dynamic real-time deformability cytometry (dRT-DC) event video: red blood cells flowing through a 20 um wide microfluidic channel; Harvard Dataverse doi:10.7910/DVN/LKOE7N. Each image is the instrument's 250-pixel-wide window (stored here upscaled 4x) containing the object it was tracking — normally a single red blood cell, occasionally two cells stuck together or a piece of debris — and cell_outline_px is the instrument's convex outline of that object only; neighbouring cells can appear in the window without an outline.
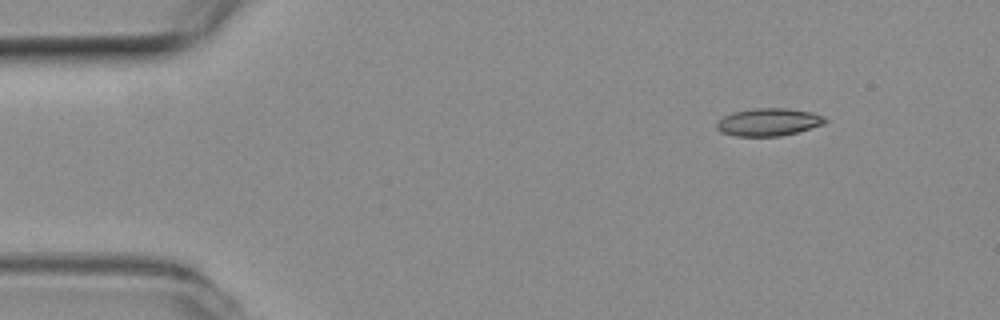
{"species": "common noctule bat (a hibernating species)", "species_latin": "Nyctalus noctula", "temperature_condition": "room temperature", "stored_images_in_passage": 5, "camera_frame_rate_fps": 3000, "um_per_image_px": 0.085, "animal": {"sex": "female", "body_mass_g": 19.3, "forearm_length_mm": 54.1}, "frame": {"image": 1, "passage_image": 1, "time_ms": 0.0, "image_size_px": [1000, 320], "cell_outline_px": [[828, 120], [824, 124], [796, 132], [780, 136], [732, 136], [720, 132], [716, 128], [716, 124], [724, 116], [732, 112], [756, 108], [788, 108], [812, 112], [824, 116]], "centroid_in_image_um": [65.32, 10.37], "position_along_channel_um": 19.7, "area_um2": 17.51}}
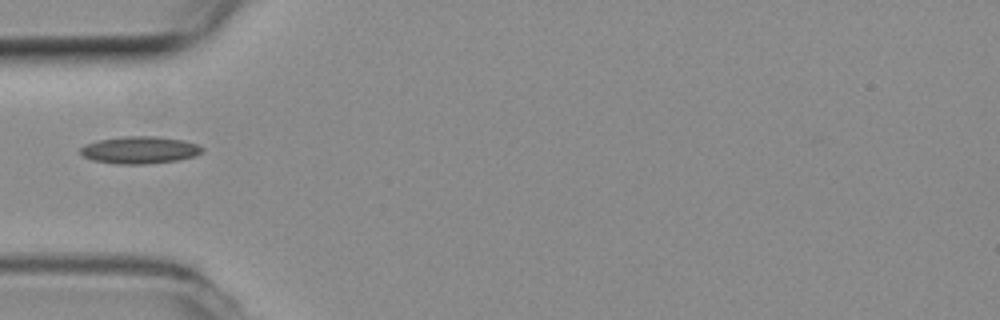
{"frame": {"image": 2, "passage_image": 4, "time_ms": 1.0, "image_size_px": [1000, 320], "cell_outline_px": [[204, 152], [196, 156], [180, 160], [144, 164], [120, 164], [92, 160], [84, 156], [80, 152], [80, 148], [84, 144], [96, 140], [124, 136], [156, 136], [180, 140], [196, 144], [204, 148]], "centroid_in_image_um": [11.88, 12.75], "position_along_channel_um": 73.1, "area_um2": 19.42}}
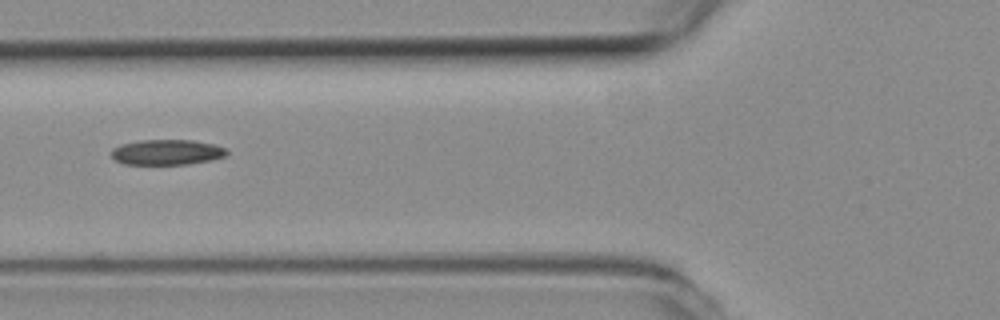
{"frame": {"image": 3, "passage_image": 5, "time_ms": 1.333, "image_size_px": [1000, 320], "cell_outline_px": [[228, 152], [224, 156], [208, 160], [188, 164], [124, 164], [116, 160], [112, 156], [112, 148], [120, 144], [140, 140], [192, 140], [216, 144], [224, 148]], "centroid_in_image_um": [14.16, 12.92], "position_along_channel_um": 111.6, "area_um2": 16.94}}